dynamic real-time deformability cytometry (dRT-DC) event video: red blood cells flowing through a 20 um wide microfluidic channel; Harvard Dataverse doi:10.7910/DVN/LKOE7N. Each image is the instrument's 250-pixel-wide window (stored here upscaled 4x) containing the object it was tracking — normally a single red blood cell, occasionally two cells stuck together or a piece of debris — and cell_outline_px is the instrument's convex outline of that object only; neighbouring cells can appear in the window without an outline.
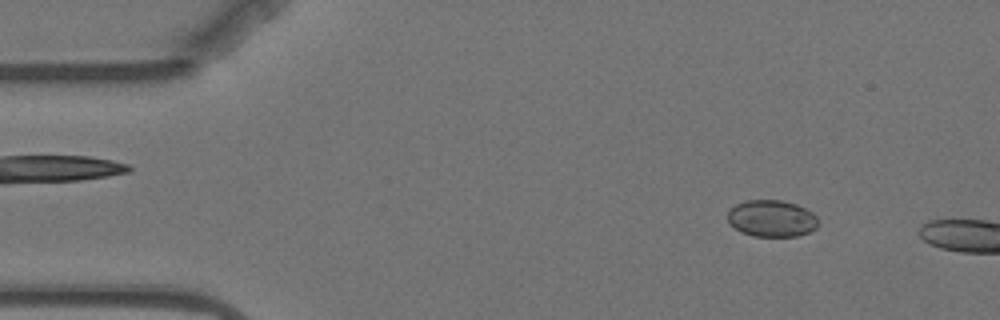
{"species": "Egyptian fruit bat (a non-hibernating species)", "species_latin": "Rousettus aegyptiacus", "temperature_condition": "warm", "stored_images_in_passage": 9, "camera_frame_rate_fps": 3000, "um_per_image_px": 0.085, "animal": {"sex": "female"}, "frame": {"image": 1, "passage_image": 1, "time_ms": 0.0, "image_size_px": [1000, 320], "cell_outline_px": [[820, 224], [816, 228], [808, 232], [796, 236], [752, 236], [740, 232], [728, 220], [728, 212], [736, 204], [744, 200], [780, 200], [796, 204], [812, 212], [816, 216]], "centroid_in_image_um": [65.61, 18.57], "position_along_channel_um": 19.4, "area_um2": 19.36}}
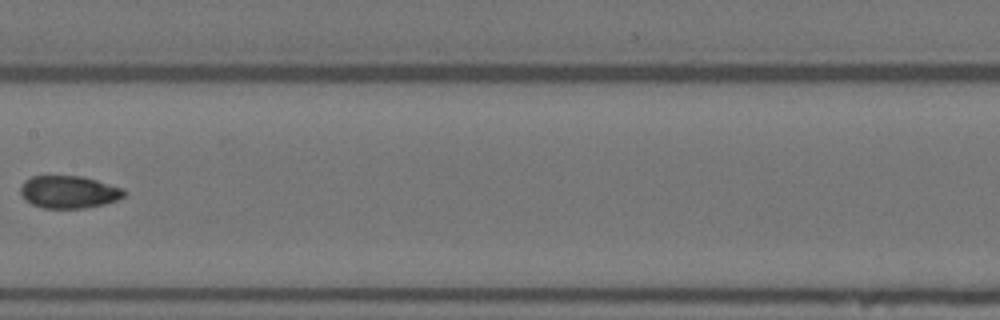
{"frame": {"image": 2, "passage_image": 7, "time_ms": 7.333, "image_size_px": [1000, 320], "cell_outline_px": [[124, 196], [116, 200], [104, 204], [84, 208], [40, 208], [24, 200], [20, 192], [20, 184], [24, 180], [32, 176], [84, 176], [120, 188], [124, 192]], "centroid_in_image_um": [5.77, 16.32], "position_along_channel_um": 201.6, "area_um2": 19.59}}
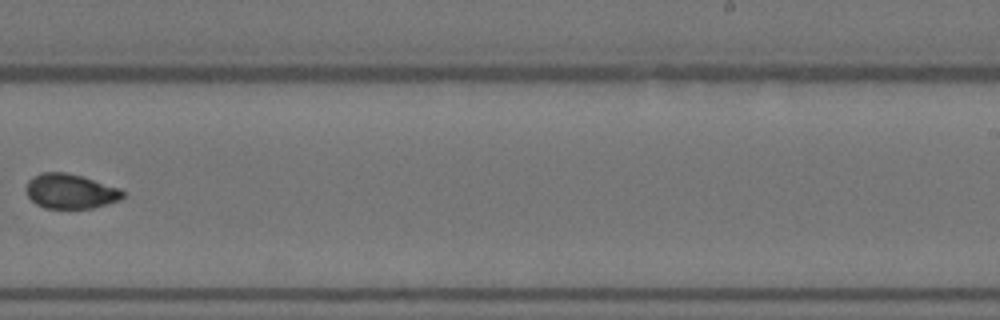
{"frame": {"image": 3, "passage_image": 9, "time_ms": 9.667, "image_size_px": [1000, 320], "cell_outline_px": [[124, 196], [120, 200], [92, 208], [44, 208], [36, 204], [28, 196], [28, 180], [32, 176], [44, 172], [64, 172], [80, 176], [120, 188], [124, 192]], "centroid_in_image_um": [5.99, 16.26], "position_along_channel_um": 283.0, "area_um2": 19.31}}